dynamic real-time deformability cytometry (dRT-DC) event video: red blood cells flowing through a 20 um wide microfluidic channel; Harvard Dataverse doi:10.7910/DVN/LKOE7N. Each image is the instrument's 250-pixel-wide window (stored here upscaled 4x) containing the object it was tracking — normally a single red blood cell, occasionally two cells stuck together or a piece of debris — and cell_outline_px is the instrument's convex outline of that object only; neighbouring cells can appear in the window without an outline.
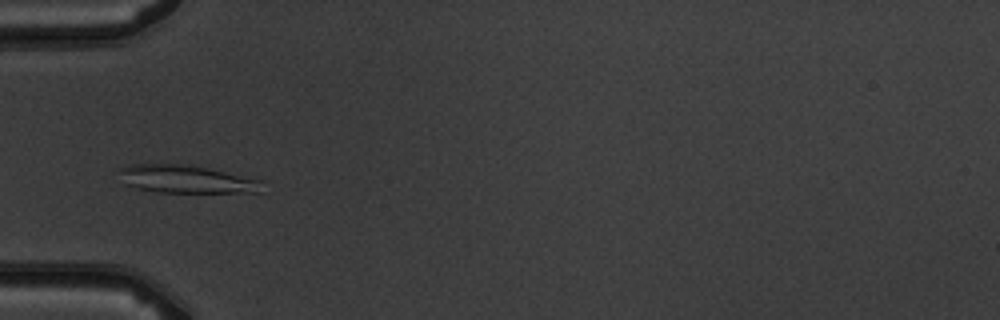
{"species": "common noctule bat (a hibernating species)", "species_latin": "Nyctalus noctula", "temperature_condition": "warm", "stored_images_in_passage": 6, "camera_frame_rate_fps": 3000, "um_per_image_px": 0.085, "animal": {"sex": "male", "body_mass_g": 19.5, "forearm_length_mm": 54.6}, "frame": {"image": 1, "passage_image": 4, "time_ms": 3.333, "image_size_px": [1000, 320], "cell_outline_px": [[264, 192], [160, 192], [136, 188], [124, 184], [116, 168], [132, 164], [192, 164], [264, 180]], "centroid_in_image_um": [15.87, 15.22], "position_along_channel_um": 69.1, "area_um2": 23.76}}